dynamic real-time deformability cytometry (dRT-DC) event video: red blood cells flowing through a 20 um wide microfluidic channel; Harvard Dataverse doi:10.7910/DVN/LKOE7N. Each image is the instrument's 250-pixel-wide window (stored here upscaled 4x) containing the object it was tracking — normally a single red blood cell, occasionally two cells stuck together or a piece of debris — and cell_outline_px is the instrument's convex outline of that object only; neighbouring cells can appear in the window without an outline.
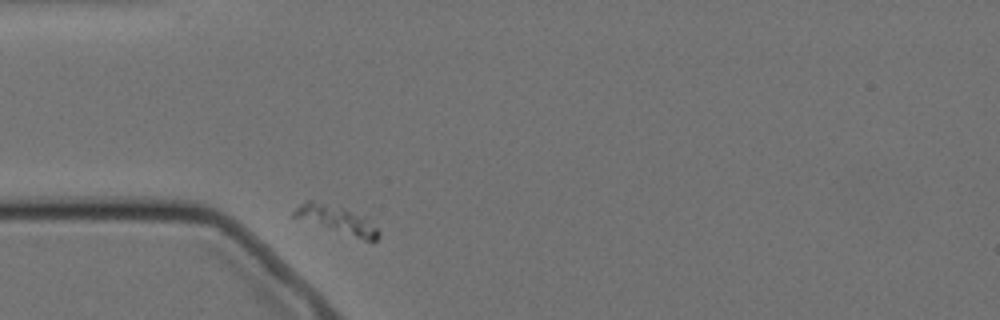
{"species": "Egyptian fruit bat (a non-hibernating species)", "species_latin": "Rousettus aegyptiacus", "temperature_condition": "cold", "stored_images_in_passage": 6, "camera_frame_rate_fps": 3000, "um_per_image_px": 0.085, "animal": {"sex": "female"}, "frame": {"image": 1, "passage_image": 1, "time_ms": 0.0, "image_size_px": [1000, 320], "cell_outline_px": [[380, 236], [376, 240], [364, 240], [292, 216], [292, 212], [304, 200], [312, 200], [344, 208], [368, 216], [380, 232]], "centroid_in_image_um": [28.69, 18.65], "position_along_channel_um": 56.3, "area_um2": 13.53}}
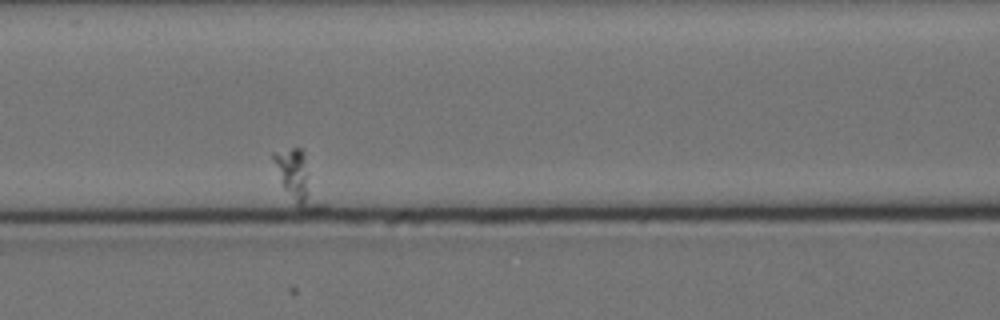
{"frame": {"image": 2, "passage_image": 4, "time_ms": 3.667, "image_size_px": [1000, 320], "cell_outline_px": [[328, 208], [312, 212], [304, 212], [296, 204], [284, 188], [272, 160], [272, 152], [292, 148], [300, 148], [304, 152], [328, 204]], "centroid_in_image_um": [25.44, 15.26], "position_along_channel_um": 141.2, "area_um2": 15.2}}
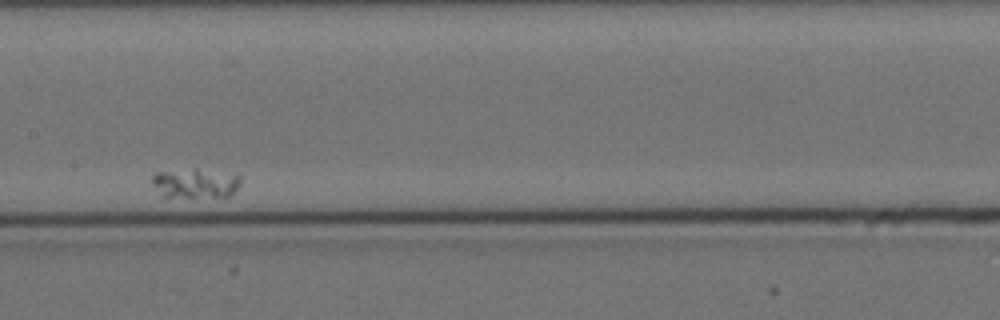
{"frame": {"image": 3, "passage_image": 5, "time_ms": 5.667, "image_size_px": [1000, 320], "cell_outline_px": [[240, 184], [228, 196], [164, 200], [152, 184], [152, 176], [156, 172], [196, 168], [240, 176]], "centroid_in_image_um": [16.5, 15.63], "position_along_channel_um": 190.9, "area_um2": 15.84}}